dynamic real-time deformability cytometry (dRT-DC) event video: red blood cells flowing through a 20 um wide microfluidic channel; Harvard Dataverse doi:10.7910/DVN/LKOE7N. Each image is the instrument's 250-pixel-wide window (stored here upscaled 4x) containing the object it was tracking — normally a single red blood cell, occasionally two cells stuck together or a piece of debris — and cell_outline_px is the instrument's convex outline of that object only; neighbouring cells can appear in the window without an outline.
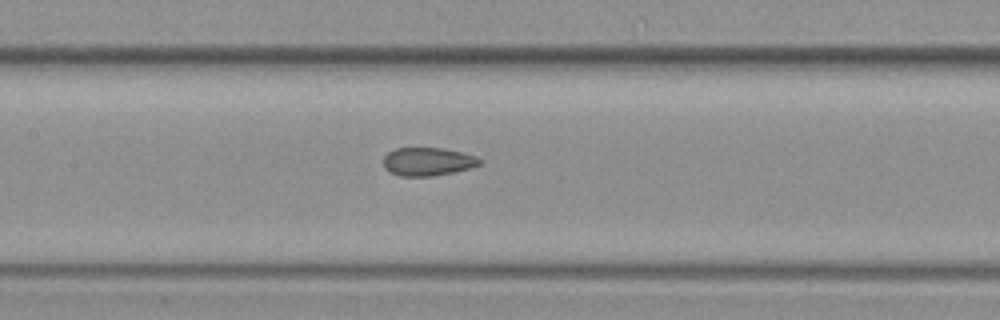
{"species": "common noctule bat (a hibernating species)", "species_latin": "Nyctalus noctula", "temperature_condition": "warm", "stored_images_in_passage": 9, "camera_frame_rate_fps": 3000, "um_per_image_px": 0.085, "animal": {"sex": "female", "body_mass_g": 19.3, "forearm_length_mm": 54.1}, "frame": {"image": 1, "passage_image": 9, "time_ms": 2.667, "image_size_px": [1000, 320], "cell_outline_px": [[484, 160], [480, 164], [472, 168], [432, 176], [400, 176], [384, 168], [384, 156], [388, 152], [396, 148], [444, 148], [476, 156]], "centroid_in_image_um": [36.38, 13.73], "position_along_channel_um": 171.0, "area_um2": 15.84}}